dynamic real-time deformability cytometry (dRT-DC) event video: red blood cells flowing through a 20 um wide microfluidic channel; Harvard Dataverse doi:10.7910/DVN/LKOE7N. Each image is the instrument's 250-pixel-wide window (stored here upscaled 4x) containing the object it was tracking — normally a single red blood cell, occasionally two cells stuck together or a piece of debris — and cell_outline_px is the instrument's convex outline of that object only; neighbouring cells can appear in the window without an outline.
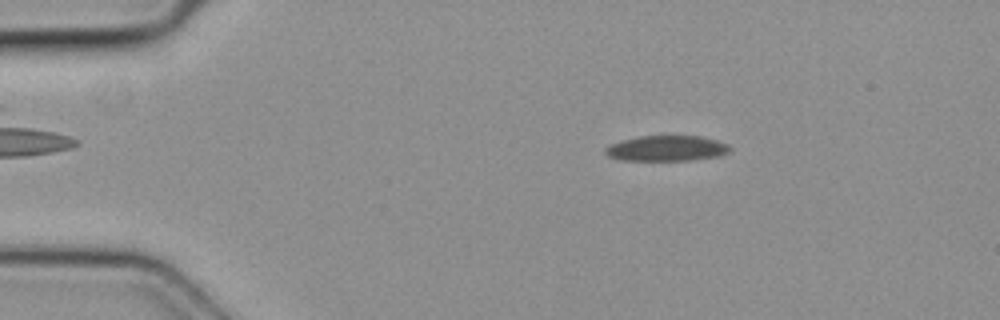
{"species": "common noctule bat (a hibernating species)", "species_latin": "Nyctalus noctula", "temperature_condition": "cold", "stored_images_in_passage": 3, "camera_frame_rate_fps": 3000, "um_per_image_px": 0.085, "animal": {"sex": "female", "body_mass_g": 19.3, "forearm_length_mm": 54.1}, "frame": {"image": 1, "passage_image": 1, "time_ms": 0.0, "image_size_px": [1000, 320], "cell_outline_px": [[732, 148], [728, 152], [720, 156], [692, 160], [620, 160], [608, 156], [604, 152], [604, 148], [612, 144], [624, 140], [640, 136], [700, 136], [716, 140], [728, 144]], "centroid_in_image_um": [56.69, 12.61], "position_along_channel_um": 28.3, "area_um2": 18.44}}